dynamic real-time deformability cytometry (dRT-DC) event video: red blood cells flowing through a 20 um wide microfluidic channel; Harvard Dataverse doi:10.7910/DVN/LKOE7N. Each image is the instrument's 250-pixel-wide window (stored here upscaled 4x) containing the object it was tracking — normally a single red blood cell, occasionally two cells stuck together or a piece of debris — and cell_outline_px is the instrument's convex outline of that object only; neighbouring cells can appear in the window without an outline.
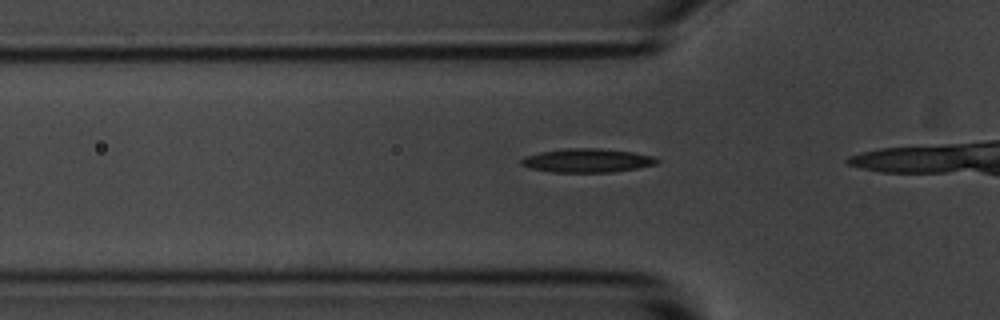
{"species": "common noctule bat (a hibernating species)", "species_latin": "Nyctalus noctula", "temperature_condition": "room temperature", "stored_images_in_passage": 23, "camera_frame_rate_fps": 3000, "um_per_image_px": 0.085, "animal": {"sex": "male", "body_mass_g": 20.1, "forearm_length_mm": 53.5}, "frame": {"image": 1, "passage_image": 12, "time_ms": 3.667, "image_size_px": [1000, 320], "cell_outline_px": [[660, 160], [656, 164], [636, 168], [612, 172], [552, 172], [532, 168], [520, 164], [520, 160], [524, 156], [540, 152], [568, 148], [596, 148], [632, 152], [652, 156]], "centroid_in_image_um": [49.89, 13.64], "position_along_channel_um": 75.9, "area_um2": 18.61}}
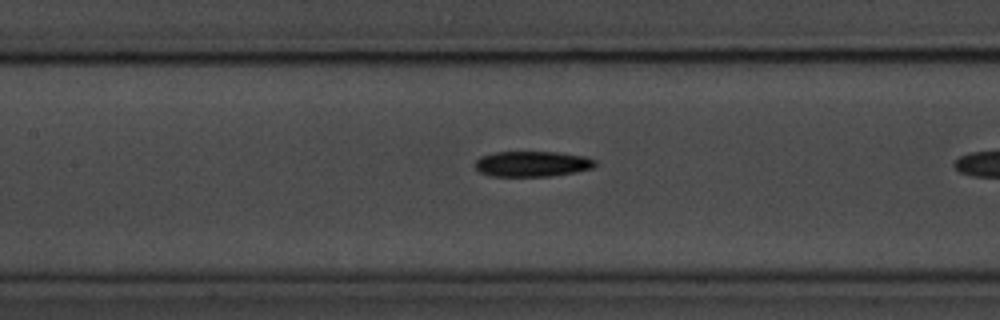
{"frame": {"image": 2, "passage_image": 19, "time_ms": 6.0, "image_size_px": [1000, 320], "cell_outline_px": [[596, 164], [592, 168], [576, 172], [552, 176], [492, 176], [480, 172], [476, 168], [476, 160], [480, 156], [496, 152], [556, 152], [584, 156], [596, 160]], "centroid_in_image_um": [45.25, 13.93], "position_along_channel_um": 162.2, "area_um2": 17.8}}
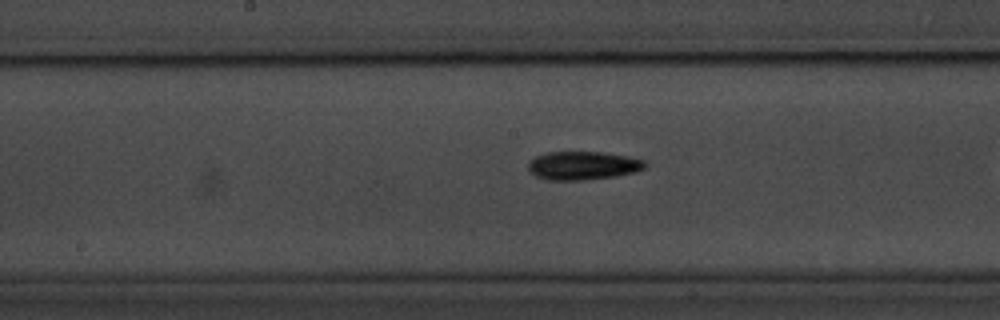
{"frame": {"image": 3, "passage_image": 22, "time_ms": 7.0, "image_size_px": [1000, 320], "cell_outline_px": [[648, 164], [644, 168], [636, 172], [616, 176], [584, 180], [548, 180], [536, 176], [528, 172], [528, 164], [536, 156], [548, 152], [604, 152], [628, 156], [644, 160]], "centroid_in_image_um": [49.57, 14.07], "position_along_channel_um": 198.6, "area_um2": 19.48}}